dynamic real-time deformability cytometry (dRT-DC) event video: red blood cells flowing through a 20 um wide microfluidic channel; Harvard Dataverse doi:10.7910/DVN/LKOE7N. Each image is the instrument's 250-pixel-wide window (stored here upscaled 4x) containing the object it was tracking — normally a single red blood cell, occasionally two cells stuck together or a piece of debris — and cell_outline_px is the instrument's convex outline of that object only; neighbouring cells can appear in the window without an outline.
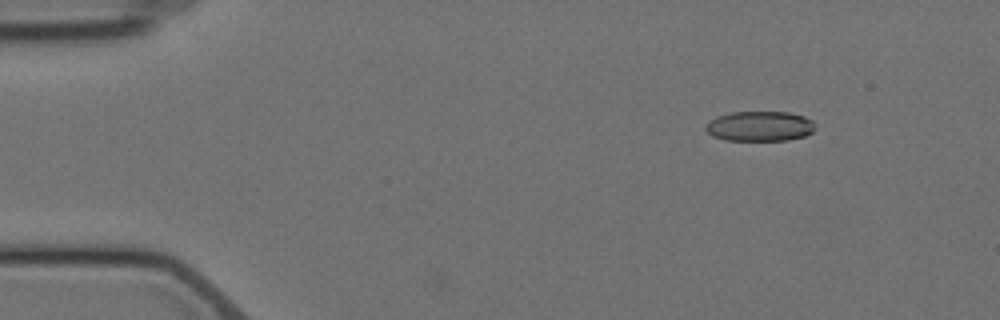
{"species": "Egyptian fruit bat (a non-hibernating species)", "species_latin": "Rousettus aegyptiacus", "temperature_condition": "cold", "stored_images_in_passage": 6, "camera_frame_rate_fps": 3000, "um_per_image_px": 0.085, "animal": {"sex": "female"}, "frame": {"image": 1, "passage_image": 1, "time_ms": 0.0, "image_size_px": [1000, 320], "cell_outline_px": [[816, 128], [812, 132], [804, 136], [788, 140], [724, 140], [712, 136], [704, 128], [708, 120], [716, 116], [732, 112], [788, 112], [804, 116], [812, 120], [816, 124]], "centroid_in_image_um": [64.57, 10.72], "position_along_channel_um": 20.4, "area_um2": 19.36}}
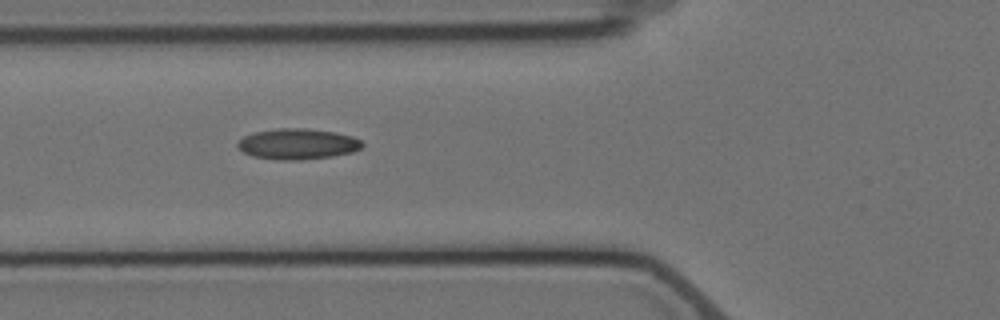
{"frame": {"image": 2, "passage_image": 5, "time_ms": 4.667, "image_size_px": [1000, 320], "cell_outline_px": [[364, 144], [360, 148], [352, 152], [332, 156], [300, 160], [280, 160], [252, 156], [244, 152], [236, 144], [244, 136], [256, 132], [280, 128], [304, 128], [336, 132], [352, 136], [360, 140]], "centroid_in_image_um": [25.31, 12.24], "position_along_channel_um": 100.5, "area_um2": 22.14}}
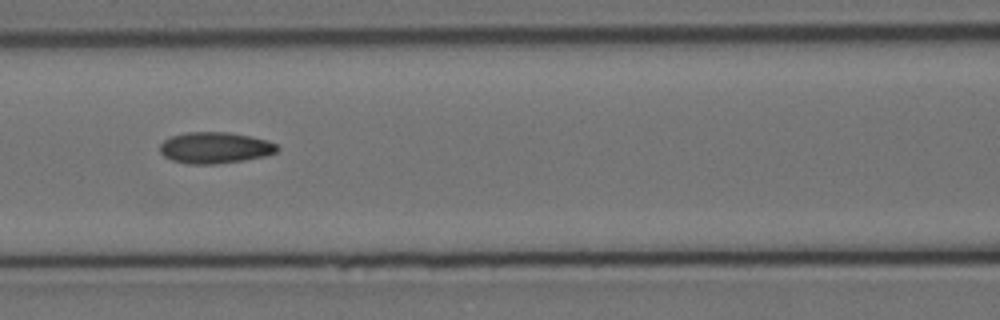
{"frame": {"image": 3, "passage_image": 6, "time_ms": 6.0, "image_size_px": [1000, 320], "cell_outline_px": [[280, 148], [276, 152], [264, 156], [244, 160], [216, 164], [188, 164], [172, 160], [164, 156], [160, 152], [160, 144], [164, 140], [172, 136], [188, 132], [228, 132], [268, 140], [276, 144]], "centroid_in_image_um": [18.27, 12.56], "position_along_channel_um": 148.3, "area_um2": 21.33}}